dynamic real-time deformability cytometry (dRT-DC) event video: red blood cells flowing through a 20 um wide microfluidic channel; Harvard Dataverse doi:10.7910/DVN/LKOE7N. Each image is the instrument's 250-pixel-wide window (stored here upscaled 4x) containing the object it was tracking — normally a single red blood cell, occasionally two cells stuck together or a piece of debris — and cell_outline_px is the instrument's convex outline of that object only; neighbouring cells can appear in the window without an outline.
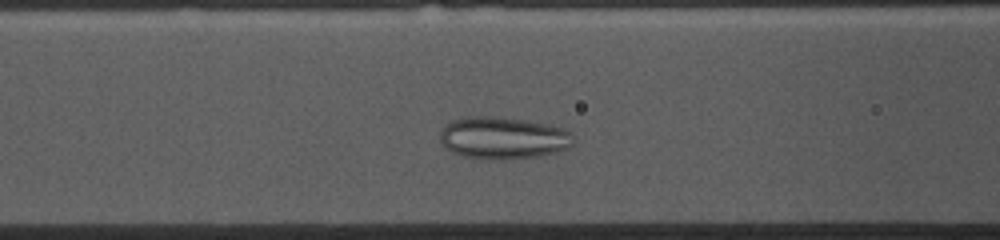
{"species": "common noctule bat (a hibernating species)", "species_latin": "Nyctalus noctula", "temperature_condition": "cold", "stored_images_in_passage": 36, "camera_frame_rate_fps": 3000, "um_per_image_px": 0.085, "animal": {"sex": "female", "body_mass_g": 10.0, "forearm_length_mm": 53.1}, "frame": {"image": 1, "passage_image": 13, "time_ms": 4.0, "image_size_px": [1000, 240], "cell_outline_px": [[576, 140], [568, 148], [556, 152], [540, 156], [504, 160], [480, 160], [464, 156], [452, 152], [444, 148], [440, 144], [440, 132], [444, 124], [452, 120], [468, 116], [496, 116], [524, 120], [548, 124], [572, 132]], "centroid_in_image_um": [42.73, 11.74], "position_along_channel_um": 123.9, "area_um2": 33.47}}
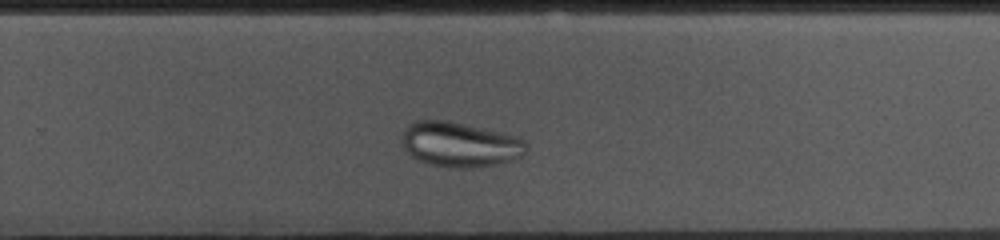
{"frame": {"image": 2, "passage_image": 27, "time_ms": 8.667, "image_size_px": [1000, 240], "cell_outline_px": [[528, 148], [520, 156], [512, 160], [496, 164], [468, 168], [456, 168], [432, 164], [420, 160], [412, 156], [404, 148], [404, 132], [408, 124], [416, 120], [448, 120], [500, 132], [516, 136], [524, 140], [528, 144]], "centroid_in_image_um": [39.12, 12.27], "position_along_channel_um": 290.7, "area_um2": 32.14}}
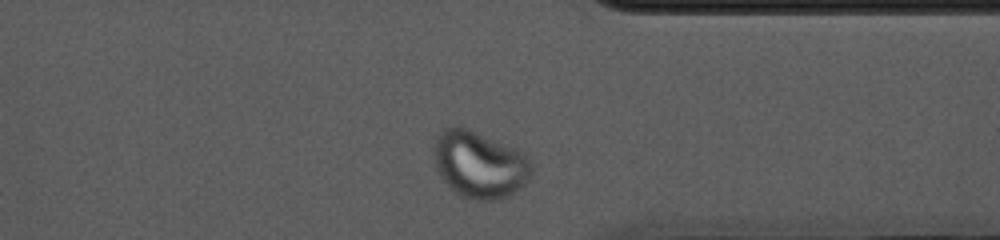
{"frame": {"image": 3, "passage_image": 34, "time_ms": 11.0, "image_size_px": [1000, 240], "cell_outline_px": [[532, 176], [520, 188], [508, 196], [500, 200], [468, 200], [456, 192], [444, 180], [436, 168], [432, 156], [432, 148], [436, 136], [440, 128], [452, 124], [460, 124], [512, 148], [528, 156], [532, 160]], "centroid_in_image_um": [40.71, 13.95], "position_along_channel_um": 370.7, "area_um2": 38.73}}